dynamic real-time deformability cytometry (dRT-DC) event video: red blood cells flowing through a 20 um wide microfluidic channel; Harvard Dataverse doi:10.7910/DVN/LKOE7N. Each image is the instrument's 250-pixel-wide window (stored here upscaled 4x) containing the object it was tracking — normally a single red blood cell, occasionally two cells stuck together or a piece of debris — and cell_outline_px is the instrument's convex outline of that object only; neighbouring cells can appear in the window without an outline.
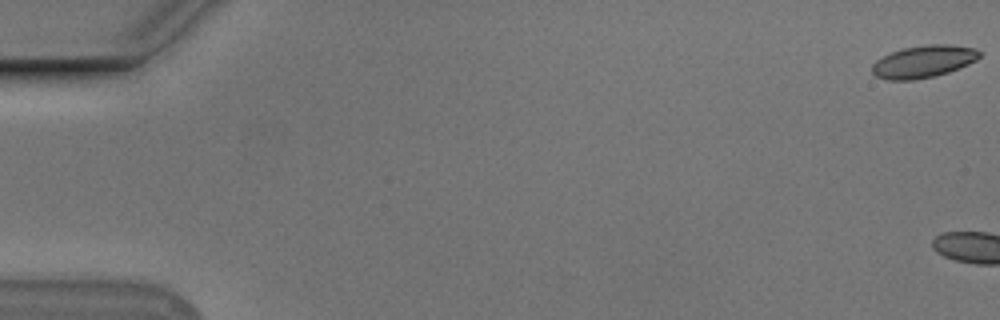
{"species": "Egyptian fruit bat (a non-hibernating species)", "species_latin": "Rousettus aegyptiacus", "temperature_condition": "cold", "stored_images_in_passage": 4, "camera_frame_rate_fps": 3000, "um_per_image_px": 0.085, "animal": {"sex": "male"}, "frame": {"image": 1, "passage_image": 1, "time_ms": 0.0, "image_size_px": [1000, 320], "cell_outline_px": [[980, 56], [976, 60], [968, 64], [948, 72], [936, 76], [912, 80], [888, 80], [876, 76], [872, 72], [872, 64], [876, 60], [892, 52], [904, 48], [928, 44], [948, 44], [976, 48], [980, 52]], "centroid_in_image_um": [78.5, 5.23], "position_along_channel_um": 6.5, "area_um2": 20.11}}